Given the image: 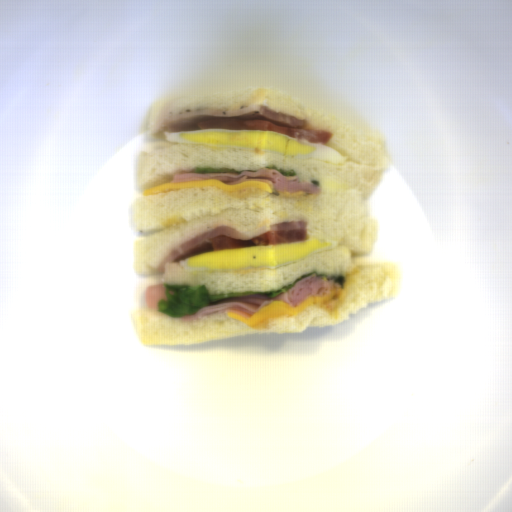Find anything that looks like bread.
<instances>
[{
	"label": "bread",
	"instance_id": "bread-1",
	"mask_svg": "<svg viewBox=\"0 0 512 512\" xmlns=\"http://www.w3.org/2000/svg\"><path fill=\"white\" fill-rule=\"evenodd\" d=\"M263 105L300 120L308 128L330 130L329 145L349 157L344 164L299 160L275 153L203 144L167 143L166 131L198 130V120L166 122L173 115L192 109L237 108ZM153 138L136 151L132 167L138 193L129 208L132 230L152 232L134 239L135 274L150 279L137 285V309L131 311L135 335L144 346L196 344L251 334H296L308 327L340 325L366 310L369 304L398 299L403 286L401 266L378 260L373 252L379 226L370 207L372 196L391 160L383 136L356 129L329 112L306 104L295 96L273 89L227 94H187L155 101L146 123ZM275 165L294 169L301 181L314 182L319 194L288 198L270 192L237 195L214 186L143 195L146 189L173 180L177 169L209 167L258 171ZM303 220L309 236L337 240L338 248L277 269L189 273L179 262H160L180 243L217 226L228 225L242 235H258L270 224ZM361 266L339 309L338 319L319 306H310L298 316L270 320V329L252 328L224 311L183 321L150 309L145 289L152 284L206 285L208 294L270 291L279 289L312 271L325 275L350 273Z\"/></svg>",
	"mask_w": 512,
	"mask_h": 512
}]
</instances>
